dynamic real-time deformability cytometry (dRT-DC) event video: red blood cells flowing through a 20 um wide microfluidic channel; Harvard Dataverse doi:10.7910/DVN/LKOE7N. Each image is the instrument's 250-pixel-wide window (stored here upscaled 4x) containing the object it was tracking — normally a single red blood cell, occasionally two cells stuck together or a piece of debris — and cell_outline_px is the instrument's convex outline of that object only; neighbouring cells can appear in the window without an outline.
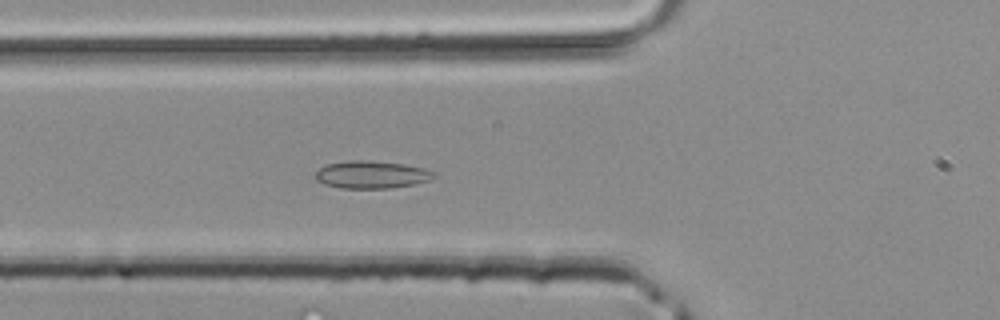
{"species": "common noctule bat (a hibernating species)", "species_latin": "Nyctalus noctula", "temperature_condition": "room temperature", "stored_images_in_passage": 38, "segment_of_instrument_passage": [1, 2], "camera_frame_rate_fps": 3000, "um_per_image_px": 0.085, "animal": {"sex": "male", "body_mass_g": 20.4}, "frame": {"image": 1, "passage_image": 10, "time_ms": 3.0, "image_size_px": [1000, 320], "cell_outline_px": [[440, 172], [436, 176], [428, 180], [416, 184], [388, 188], [340, 188], [324, 184], [316, 180], [316, 172], [320, 168], [328, 164], [348, 160], [368, 160], [404, 164], [424, 168]], "centroid_in_image_um": [31.63, 14.84], "position_along_channel_um": 94.2, "area_um2": 19.13}}
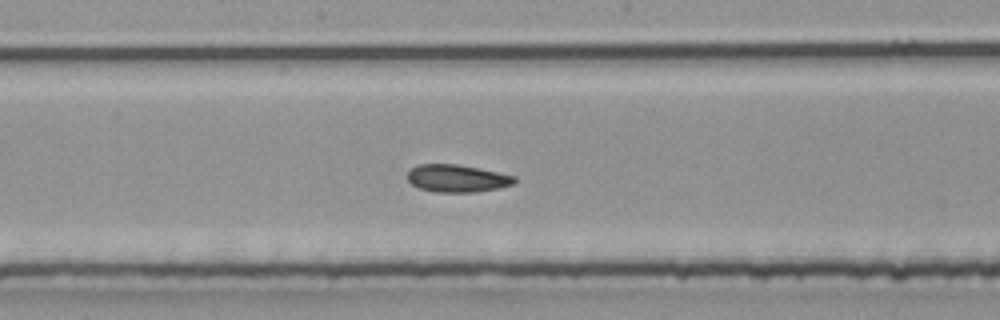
{"frame": {"image": 2, "passage_image": 17, "time_ms": 5.333, "image_size_px": [1000, 320], "cell_outline_px": [[516, 184], [500, 188], [472, 192], [436, 192], [420, 188], [412, 184], [408, 180], [408, 172], [416, 164], [456, 164], [516, 176]], "centroid_in_image_um": [38.87, 15.16], "position_along_channel_um": 209.3, "area_um2": 17.05}}
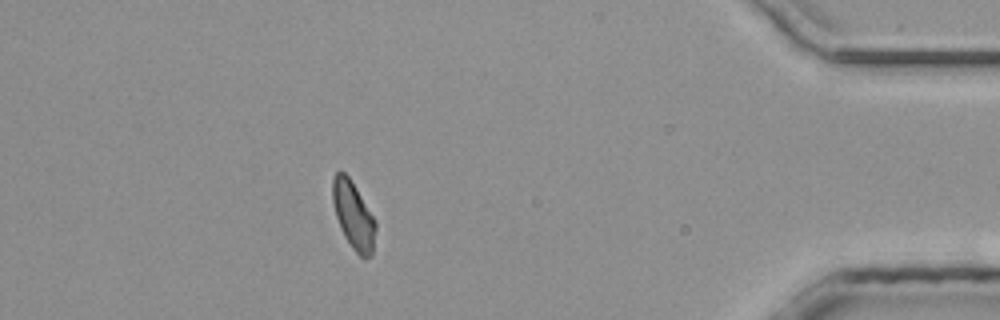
{"frame": {"image": 3, "passage_image": 32, "time_ms": 10.333, "image_size_px": [1000, 320], "cell_outline_px": [[376, 228], [372, 256], [364, 260], [352, 248], [344, 236], [340, 228], [336, 216], [332, 200], [332, 176], [336, 172], [344, 172], [348, 176], [356, 188], [372, 216], [376, 224]], "centroid_in_image_um": [30.02, 18.33], "position_along_channel_um": 405.2, "area_um2": 16.82}}